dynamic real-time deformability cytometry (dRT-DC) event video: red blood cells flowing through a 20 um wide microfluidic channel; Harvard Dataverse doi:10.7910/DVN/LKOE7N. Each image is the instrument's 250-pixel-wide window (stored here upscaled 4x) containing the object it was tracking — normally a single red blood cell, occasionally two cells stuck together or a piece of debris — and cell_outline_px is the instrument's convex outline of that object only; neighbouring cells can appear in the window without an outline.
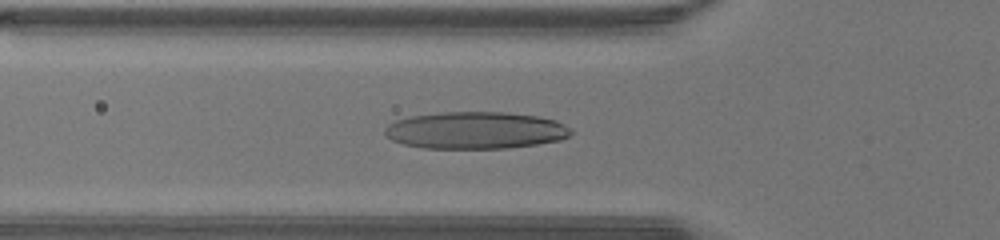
{"species": "human", "species_latin": "Homo sapiens", "temperature_condition": "warm", "stored_images_in_passage": 45, "camera_frame_rate_fps": 3000, "um_per_image_px": 0.085, "donor": {"sex": "male"}, "frame": {"image": 1, "passage_image": 15, "time_ms": 4.667, "image_size_px": [1000, 240], "cell_outline_px": [[572, 132], [568, 136], [560, 140], [536, 144], [508, 148], [424, 148], [404, 144], [392, 140], [384, 132], [384, 128], [388, 124], [396, 120], [408, 116], [444, 112], [504, 112], [536, 116], [556, 120], [572, 128]], "centroid_in_image_um": [40.41, 11.07], "position_along_channel_um": 85.4, "area_um2": 40.23}}
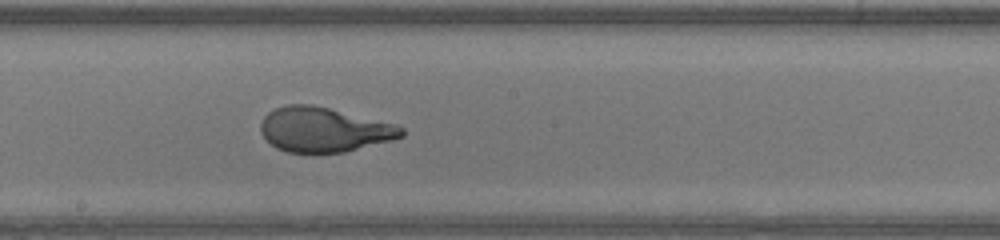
{"frame": {"image": 2, "passage_image": 24, "time_ms": 7.667, "image_size_px": [1000, 240], "cell_outline_px": [[404, 136], [392, 140], [344, 152], [312, 156], [288, 152], [276, 148], [260, 132], [260, 124], [264, 116], [268, 112], [276, 108], [288, 104], [312, 104], [396, 124], [404, 128]], "centroid_in_image_um": [27.51, 11.05], "position_along_channel_um": 220.7, "area_um2": 37.28}}
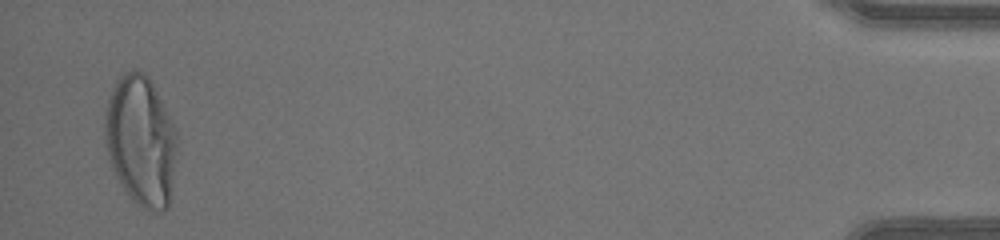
{"frame": {"image": 3, "passage_image": 44, "time_ms": 14.333, "image_size_px": [1000, 240], "cell_outline_px": [[176, 148], [168, 208], [160, 212], [144, 208], [124, 192], [112, 168], [108, 156], [104, 136], [104, 108], [108, 96], [116, 80], [124, 72], [132, 68], [148, 76], [176, 132]], "centroid_in_image_um": [11.91, 11.95], "position_along_channel_um": 423.3, "area_um2": 54.27}, "authors_computed_cell_mechanics": {"area_um2": 38.9572, "velocity_mm_per_s": 4.459, "shape_relaxation_time_tau1_ms": 6.8834, "shape_relaxation_time_tau2_ms": null, "deformation_change_tau1": 0.3632, "deformation_change_tau2": null}}